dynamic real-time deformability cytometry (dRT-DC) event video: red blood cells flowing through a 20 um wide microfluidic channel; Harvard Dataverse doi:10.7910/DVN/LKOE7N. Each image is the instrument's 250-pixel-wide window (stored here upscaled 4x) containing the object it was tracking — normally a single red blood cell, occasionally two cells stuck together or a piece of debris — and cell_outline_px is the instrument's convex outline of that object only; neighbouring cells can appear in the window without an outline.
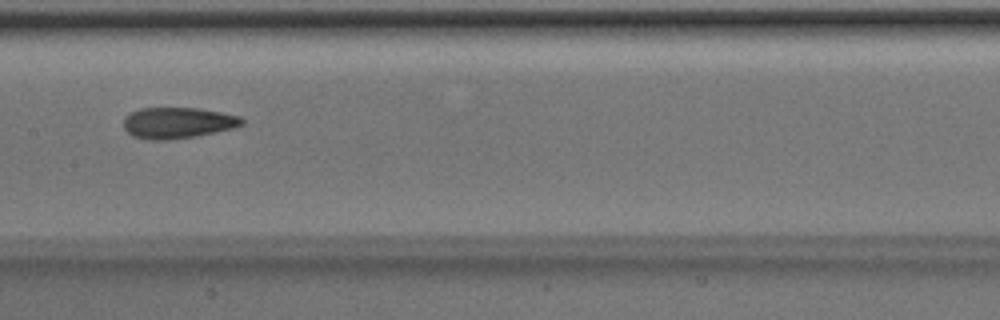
{"species": "Egyptian fruit bat (a non-hibernating species)", "species_latin": "Rousettus aegyptiacus", "temperature_condition": "room temperature", "stored_images_in_passage": 45, "camera_frame_rate_fps": 3000, "um_per_image_px": 0.085, "animal": {"sex": "male"}, "frame": {"image": 1, "passage_image": 20, "time_ms": 6.333, "image_size_px": [1000, 320], "cell_outline_px": [[244, 124], [236, 128], [196, 136], [172, 140], [148, 140], [132, 136], [124, 128], [124, 116], [140, 108], [200, 108], [240, 116], [244, 120]], "centroid_in_image_um": [15.12, 10.45], "position_along_channel_um": 192.3, "area_um2": 21.68}}
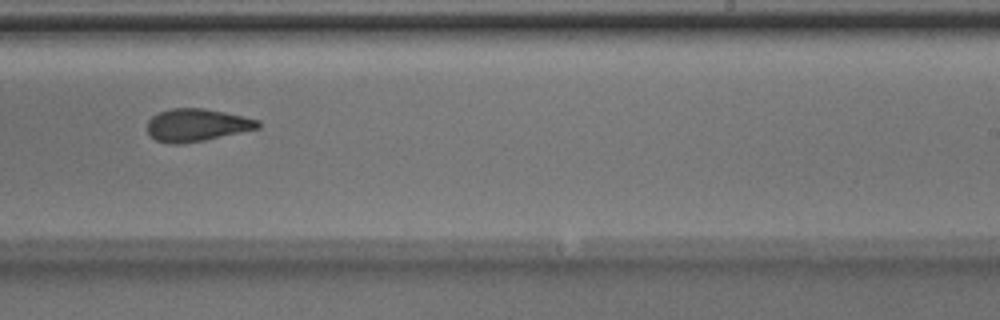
{"frame": {"image": 2, "passage_image": 26, "time_ms": 8.333, "image_size_px": [1000, 320], "cell_outline_px": [[260, 128], [204, 140], [180, 144], [168, 144], [156, 140], [148, 132], [148, 120], [152, 116], [160, 112], [172, 108], [204, 108], [224, 112], [260, 120]], "centroid_in_image_um": [16.73, 10.63], "position_along_channel_um": 272.3, "area_um2": 20.92}}
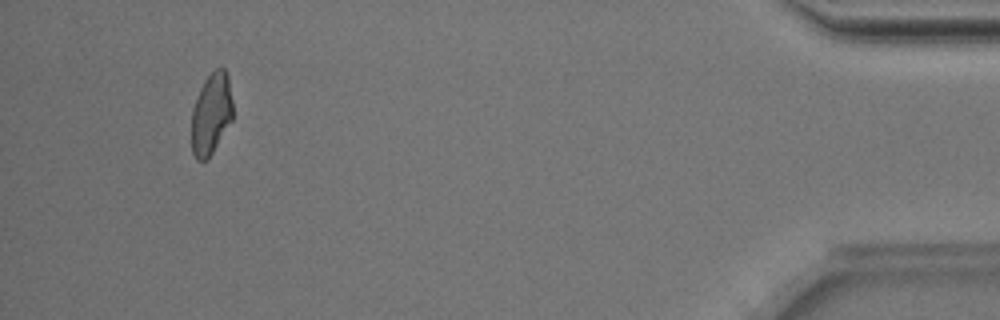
{"frame": {"image": 3, "passage_image": 42, "time_ms": 13.667, "image_size_px": [1000, 320], "cell_outline_px": [[232, 120], [212, 152], [204, 160], [196, 160], [192, 152], [192, 108], [200, 88], [204, 80], [220, 64], [224, 68], [228, 76], [232, 100]], "centroid_in_image_um": [17.95, 9.62], "position_along_channel_um": 417.2, "area_um2": 19.48}, "authors_computed_cell_mechanics": {"area_um2": 21.1548, "velocity_mm_per_s": 4.0183, "shape_relaxation_time_tau1_ms": 6.6552, "shape_relaxation_time_tau2_ms": 2.3991, "deformation_change_tau1": 0.1843, "deformation_change_tau2": 0.0863}}